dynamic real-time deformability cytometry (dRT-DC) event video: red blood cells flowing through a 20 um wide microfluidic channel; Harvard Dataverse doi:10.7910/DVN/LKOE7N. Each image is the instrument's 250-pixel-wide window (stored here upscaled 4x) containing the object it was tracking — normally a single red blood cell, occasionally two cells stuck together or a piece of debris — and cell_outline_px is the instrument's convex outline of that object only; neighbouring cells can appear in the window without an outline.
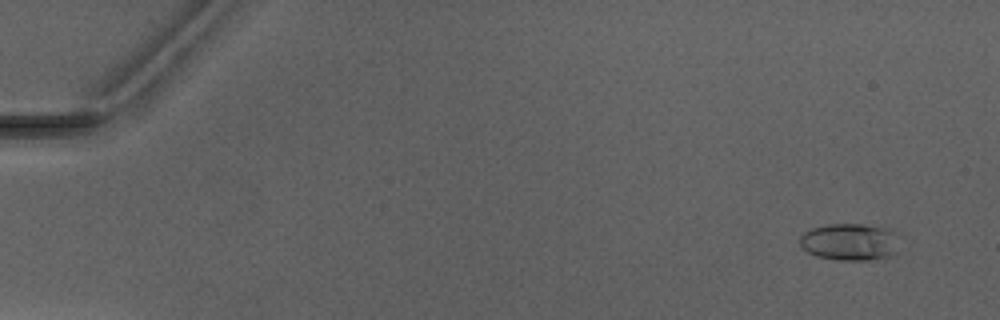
{"species": "Egyptian fruit bat (a non-hibernating species)", "species_latin": "Rousettus aegyptiacus", "temperature_condition": "warm", "stored_images_in_passage": 4, "camera_frame_rate_fps": 3000, "um_per_image_px": 0.085, "animal": {"sex": "male"}, "frame": {"image": 1, "passage_image": 1, "time_ms": 0.0, "image_size_px": [1000, 320], "cell_outline_px": [[904, 236], [900, 252], [892, 256], [868, 260], [836, 260], [816, 256], [808, 252], [800, 244], [800, 236], [804, 232], [812, 228], [828, 224], [864, 224], [892, 228]], "centroid_in_image_um": [72.42, 20.55], "position_along_channel_um": 12.6, "area_um2": 22.6}}
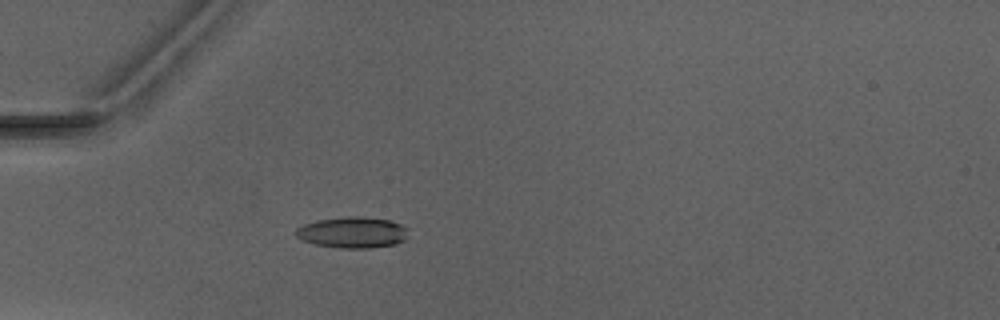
{"frame": {"image": 2, "passage_image": 4, "time_ms": 4.333, "image_size_px": [1000, 320], "cell_outline_px": [[408, 228], [404, 240], [396, 244], [368, 248], [340, 248], [316, 244], [300, 240], [296, 236], [296, 228], [304, 224], [316, 220], [348, 216], [360, 216], [388, 220], [400, 224]], "centroid_in_image_um": [29.94, 19.75], "position_along_channel_um": 55.1, "area_um2": 20.35}}